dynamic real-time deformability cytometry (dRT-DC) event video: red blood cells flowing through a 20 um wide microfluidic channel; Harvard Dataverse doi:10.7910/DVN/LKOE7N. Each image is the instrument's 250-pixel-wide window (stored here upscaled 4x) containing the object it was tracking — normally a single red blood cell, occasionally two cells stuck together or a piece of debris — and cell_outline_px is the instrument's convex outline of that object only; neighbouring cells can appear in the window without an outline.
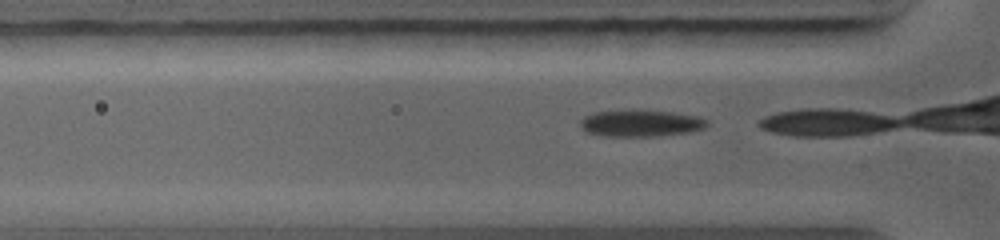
{"species": "common noctule bat (a hibernating species)", "species_latin": "Nyctalus noctula", "temperature_condition": "warm", "stored_images_in_passage": 7, "camera_frame_rate_fps": 5000, "um_per_image_px": 0.085, "animal": {"sex": "female", "body_mass_g": 19.0, "forearm_length_mm": 56.7}, "frame": {"image": 1, "passage_image": 2, "time_ms": 0.2, "image_size_px": [1000, 240], "cell_outline_px": [[708, 124], [704, 128], [688, 132], [656, 136], [600, 136], [588, 132], [580, 124], [580, 120], [584, 116], [592, 112], [632, 108], [672, 112], [700, 116], [708, 120]], "centroid_in_image_um": [54.45, 10.44], "position_along_channel_um": 71.4, "area_um2": 20.23}}